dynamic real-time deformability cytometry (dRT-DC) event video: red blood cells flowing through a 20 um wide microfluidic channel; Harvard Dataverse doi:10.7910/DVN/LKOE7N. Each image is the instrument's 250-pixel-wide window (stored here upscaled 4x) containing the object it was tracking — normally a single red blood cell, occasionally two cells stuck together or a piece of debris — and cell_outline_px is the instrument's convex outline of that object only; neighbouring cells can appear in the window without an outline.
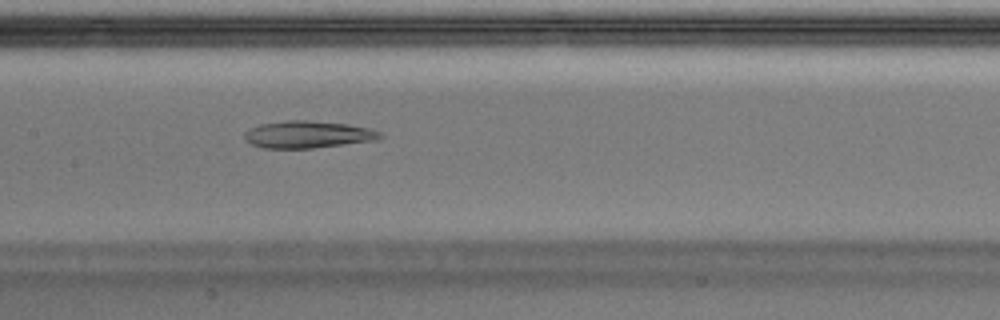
{"species": "Egyptian fruit bat (a non-hibernating species)", "species_latin": "Rousettus aegyptiacus", "temperature_condition": "warm", "stored_images_in_passage": 36, "camera_frame_rate_fps": 3000, "um_per_image_px": 0.085, "animal": {"sex": "male"}, "frame": {"image": 1, "passage_image": 11, "time_ms": 3.333, "image_size_px": [1000, 320], "cell_outline_px": [[384, 136], [376, 140], [312, 148], [264, 148], [252, 144], [244, 140], [244, 132], [260, 124], [284, 120], [308, 120], [348, 124], [368, 128], [380, 132]], "centroid_in_image_um": [26.15, 11.42], "position_along_channel_um": 181.3, "area_um2": 21.39}}
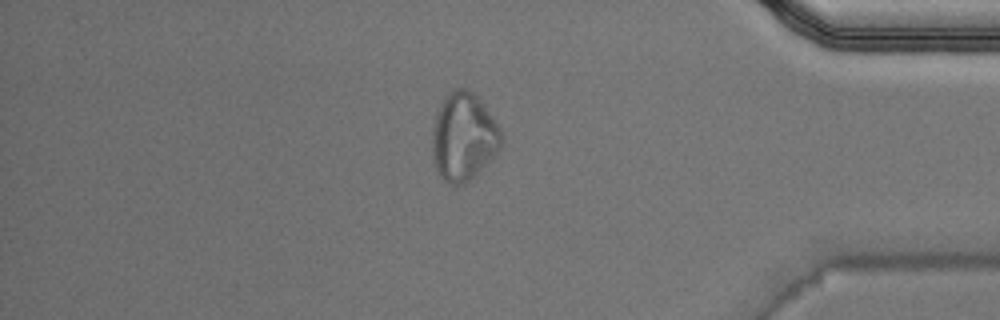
{"frame": {"image": 2, "passage_image": 29, "time_ms": 9.333, "image_size_px": [1000, 320], "cell_outline_px": [[504, 140], [500, 148], [464, 184], [456, 188], [448, 184], [440, 176], [436, 168], [432, 156], [432, 128], [436, 112], [444, 96], [448, 92], [456, 88], [464, 88], [472, 92], [476, 96], [492, 116], [504, 132]], "centroid_in_image_um": [39.38, 11.62], "position_along_channel_um": 395.8, "area_um2": 35.49}, "authors_computed_cell_mechanics": {"area_um2": 25.0852, "velocity_mm_per_s": 4.0563, "shape_relaxation_time_tau1_ms": null, "shape_relaxation_time_tau2_ms": 8.5827, "deformation_change_tau1": null, "deformation_change_tau2": 0.1513}}